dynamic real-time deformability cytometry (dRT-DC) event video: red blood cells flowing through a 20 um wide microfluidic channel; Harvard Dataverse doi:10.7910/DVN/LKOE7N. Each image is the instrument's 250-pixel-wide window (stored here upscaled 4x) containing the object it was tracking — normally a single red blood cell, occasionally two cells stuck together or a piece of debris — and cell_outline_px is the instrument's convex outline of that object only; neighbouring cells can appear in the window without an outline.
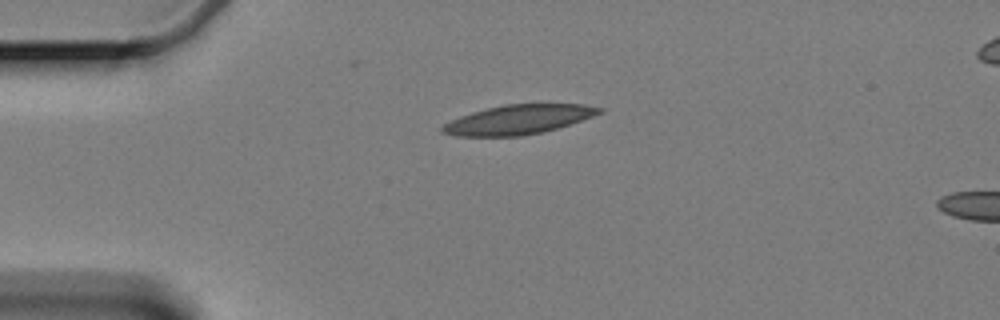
{"species": "Egyptian fruit bat (a non-hibernating species)", "species_latin": "Rousettus aegyptiacus", "temperature_condition": "cold", "stored_images_in_passage": 38, "camera_frame_rate_fps": 3000, "um_per_image_px": 0.085, "animal": {"sex": "female"}, "frame": {"image": 1, "passage_image": 1, "time_ms": 0.0, "image_size_px": [1000, 320], "cell_outline_px": [[604, 112], [544, 132], [520, 136], [456, 136], [440, 132], [440, 128], [444, 124], [460, 116], [472, 112], [504, 104], [584, 104], [604, 108]], "centroid_in_image_um": [44.05, 10.16], "position_along_channel_um": 41.0, "area_um2": 26.7}}
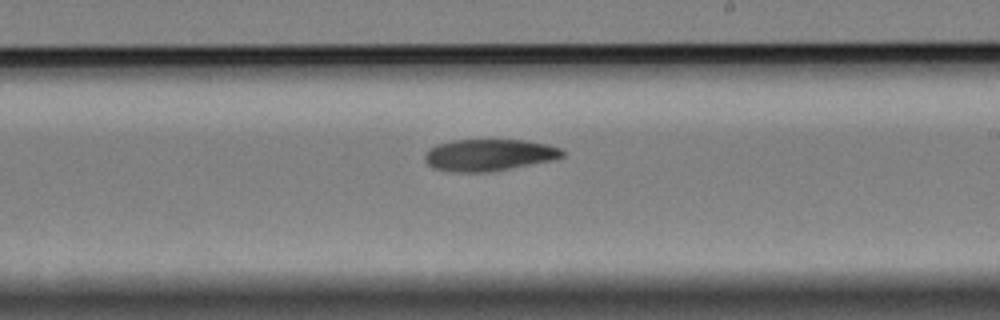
{"frame": {"image": 2, "passage_image": 22, "time_ms": 7.0, "image_size_px": [1000, 320], "cell_outline_px": [[564, 156], [552, 160], [508, 168], [484, 172], [460, 172], [432, 168], [424, 160], [424, 152], [428, 148], [436, 144], [452, 140], [524, 140], [544, 144], [560, 148], [564, 152]], "centroid_in_image_um": [41.49, 13.16], "position_along_channel_um": 247.5, "area_um2": 25.26}}
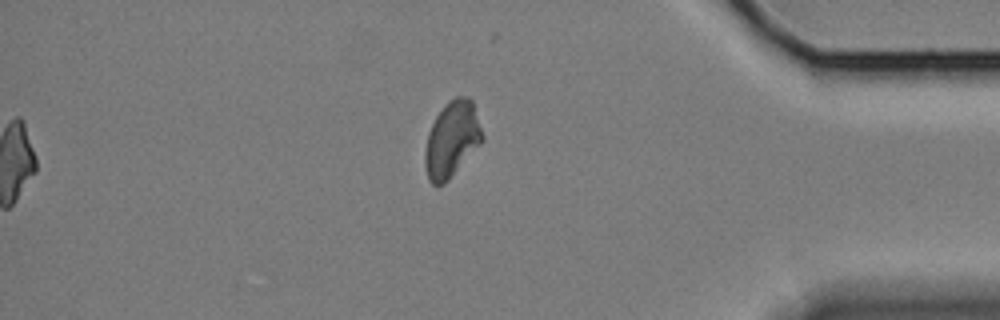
{"frame": {"image": 3, "passage_image": 38, "time_ms": 12.333, "image_size_px": [1000, 320], "cell_outline_px": [[484, 140], [448, 180], [444, 184], [432, 184], [428, 180], [424, 164], [424, 152], [428, 132], [436, 116], [444, 104], [448, 100], [456, 96], [468, 96], [472, 100], [484, 136]], "centroid_in_image_um": [38.4, 11.82], "position_along_channel_um": 396.8, "area_um2": 25.43}}